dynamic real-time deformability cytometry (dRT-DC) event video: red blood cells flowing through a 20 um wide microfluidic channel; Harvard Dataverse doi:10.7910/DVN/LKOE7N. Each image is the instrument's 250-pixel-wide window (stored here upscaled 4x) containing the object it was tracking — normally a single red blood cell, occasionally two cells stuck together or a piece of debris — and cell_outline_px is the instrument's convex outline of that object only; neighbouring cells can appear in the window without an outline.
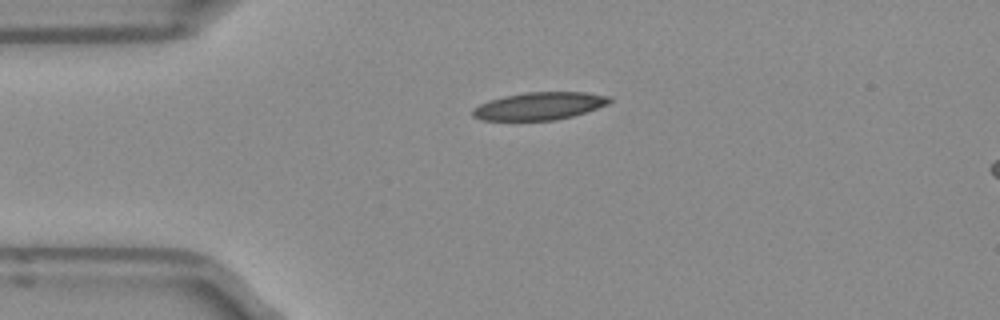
{"species": "Egyptian fruit bat (a non-hibernating species)", "species_latin": "Rousettus aegyptiacus", "temperature_condition": "room temperature", "stored_images_in_passage": 40, "camera_frame_rate_fps": 3000, "um_per_image_px": 0.085, "frame": {"image": 1, "passage_image": 1, "time_ms": 0.0, "image_size_px": [1000, 320], "cell_outline_px": [[612, 100], [608, 104], [572, 116], [556, 120], [480, 120], [472, 116], [472, 108], [488, 100], [504, 96], [524, 92], [584, 92], [612, 96]], "centroid_in_image_um": [45.83, 9.0], "position_along_channel_um": 39.2, "area_um2": 22.08}}
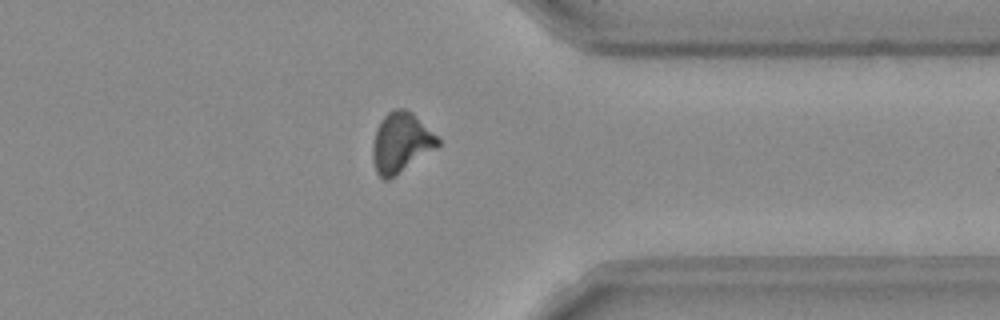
{"frame": {"image": 2, "passage_image": 29, "time_ms": 9.333, "image_size_px": [1000, 320], "cell_outline_px": [[440, 144], [436, 148], [388, 180], [384, 180], [376, 172], [372, 160], [372, 144], [376, 128], [380, 120], [388, 112], [396, 108], [404, 108], [412, 112], [440, 140]], "centroid_in_image_um": [34.04, 12.11], "position_along_channel_um": 377.4, "area_um2": 22.6}}
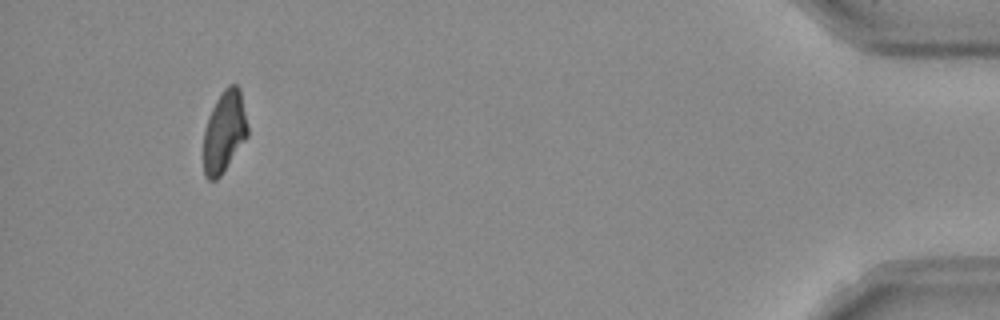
{"frame": {"image": 3, "passage_image": 37, "time_ms": 12.0, "image_size_px": [1000, 320], "cell_outline_px": [[248, 136], [220, 176], [216, 180], [208, 180], [204, 176], [204, 128], [208, 116], [216, 100], [224, 88], [228, 84], [236, 84], [240, 88], [248, 124]], "centroid_in_image_um": [19.07, 11.17], "position_along_channel_um": 416.1, "area_um2": 21.1}}